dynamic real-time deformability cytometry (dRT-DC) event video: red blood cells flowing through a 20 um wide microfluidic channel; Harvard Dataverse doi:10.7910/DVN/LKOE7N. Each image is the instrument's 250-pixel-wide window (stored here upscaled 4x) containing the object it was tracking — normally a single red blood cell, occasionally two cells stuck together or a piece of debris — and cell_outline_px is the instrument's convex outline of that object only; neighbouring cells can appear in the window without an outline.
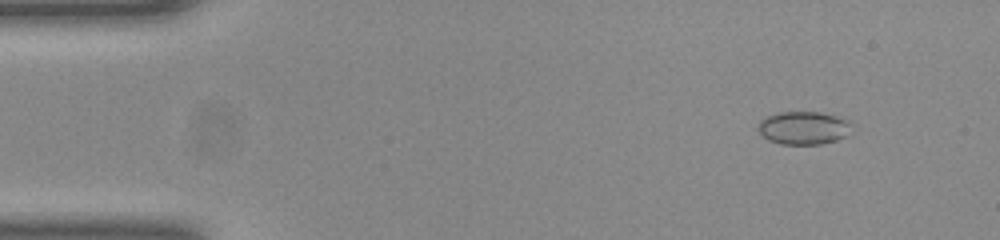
{"species": "common noctule bat (a hibernating species)", "species_latin": "Nyctalus noctula", "temperature_condition": "room temperature", "stored_images_in_passage": 50, "camera_frame_rate_fps": 3000, "um_per_image_px": 0.085, "animal": {"sex": "female", "body_mass_g": 23.0, "forearm_length_mm": 53.4}, "frame": {"image": 1, "passage_image": 5, "time_ms": 1.333, "image_size_px": [1000, 240], "cell_outline_px": [[848, 136], [836, 140], [820, 144], [780, 144], [768, 140], [760, 132], [760, 120], [764, 116], [780, 112], [820, 112], [836, 116], [848, 120]], "centroid_in_image_um": [68.28, 10.87], "position_along_channel_um": 16.7, "area_um2": 17.8}}
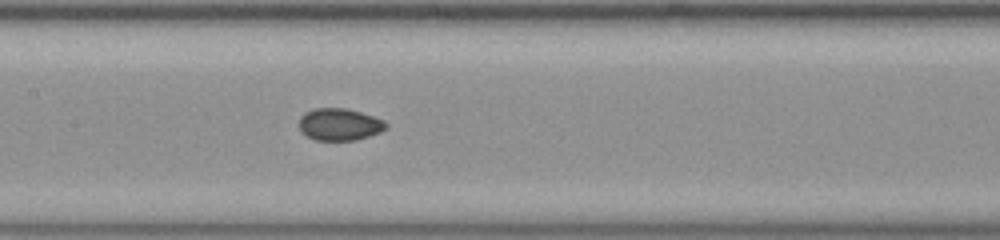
{"frame": {"image": 2, "passage_image": 24, "time_ms": 7.667, "image_size_px": [1000, 240], "cell_outline_px": [[388, 128], [380, 132], [356, 140], [316, 140], [304, 136], [300, 128], [300, 116], [304, 112], [312, 108], [344, 108], [360, 112], [384, 120], [388, 124]], "centroid_in_image_um": [28.84, 10.57], "position_along_channel_um": 178.6, "area_um2": 16.36}}
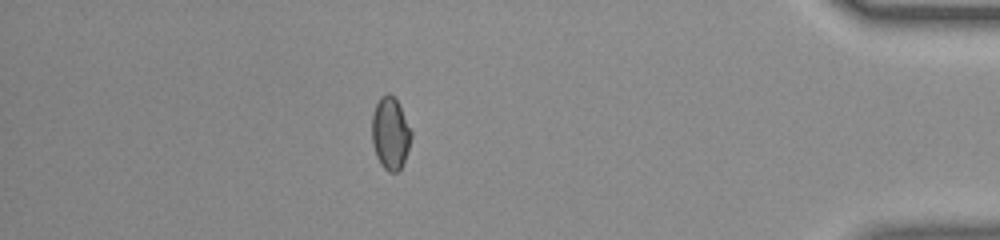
{"frame": {"image": 3, "passage_image": 44, "time_ms": 14.333, "image_size_px": [1000, 240], "cell_outline_px": [[412, 136], [404, 160], [400, 168], [396, 172], [388, 172], [380, 164], [376, 156], [372, 144], [372, 116], [376, 104], [380, 96], [388, 92], [396, 100], [412, 132]], "centroid_in_image_um": [33.15, 11.34], "position_along_channel_um": 402.0, "area_um2": 16.36}, "authors_computed_cell_mechanics": {"area_um2": 16.5597, "velocity_mm_per_s": 4.0519, "shape_relaxation_time_tau1_ms": null, "shape_relaxation_time_tau2_ms": 1.2142, "deformation_change_tau1": null, "deformation_change_tau2": 0.0384}}